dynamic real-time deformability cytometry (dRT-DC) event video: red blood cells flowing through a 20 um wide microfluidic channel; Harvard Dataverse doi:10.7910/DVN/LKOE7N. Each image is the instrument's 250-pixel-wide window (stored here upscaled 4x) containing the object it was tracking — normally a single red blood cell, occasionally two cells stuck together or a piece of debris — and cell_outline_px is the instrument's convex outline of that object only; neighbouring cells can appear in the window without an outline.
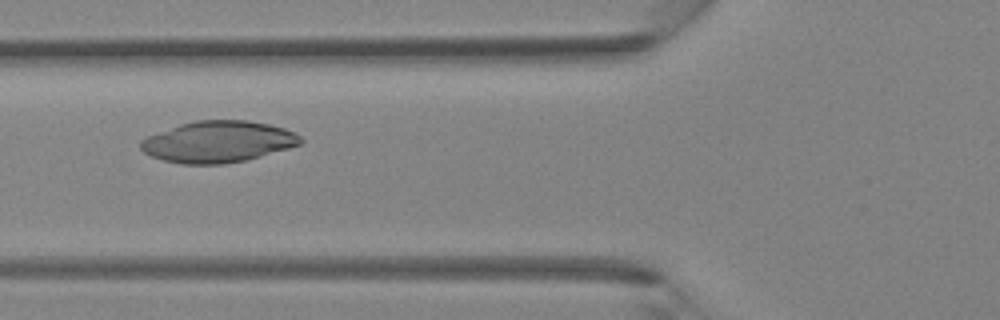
{"species": "Egyptian fruit bat (a non-hibernating species)", "species_latin": "Rousettus aegyptiacus", "temperature_condition": "room temperature", "stored_images_in_passage": 32, "camera_frame_rate_fps": 3000, "um_per_image_px": 0.085, "animal": {"sex": "female"}, "frame": {"image": 1, "passage_image": 8, "time_ms": 2.333, "image_size_px": [1000, 320], "cell_outline_px": [[304, 140], [300, 144], [288, 148], [244, 160], [224, 164], [180, 164], [164, 160], [152, 156], [144, 152], [140, 148], [140, 140], [148, 136], [180, 124], [196, 120], [248, 120], [268, 124], [284, 128], [300, 136]], "centroid_in_image_um": [18.52, 12.04], "position_along_channel_um": 107.3, "area_um2": 38.26}}
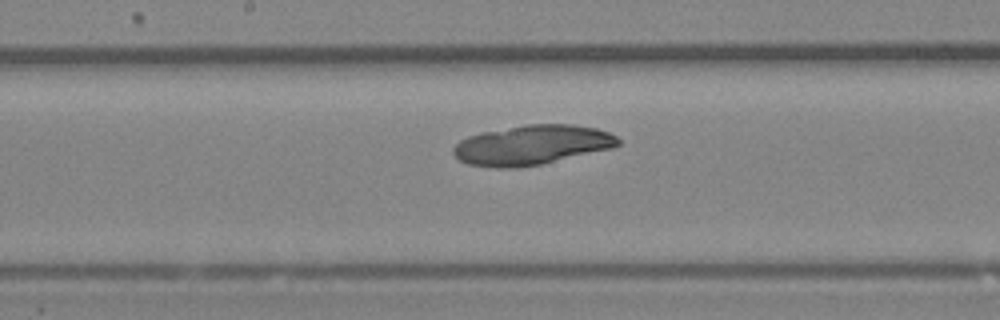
{"frame": {"image": 2, "passage_image": 14, "time_ms": 4.333, "image_size_px": [1000, 320], "cell_outline_px": [[620, 144], [612, 148], [540, 164], [520, 168], [496, 168], [468, 164], [460, 160], [452, 152], [452, 148], [460, 140], [468, 136], [480, 132], [528, 124], [572, 124], [596, 128], [608, 132], [616, 136], [620, 140]], "centroid_in_image_um": [45.19, 12.32], "position_along_channel_um": 203.0, "area_um2": 38.09}}
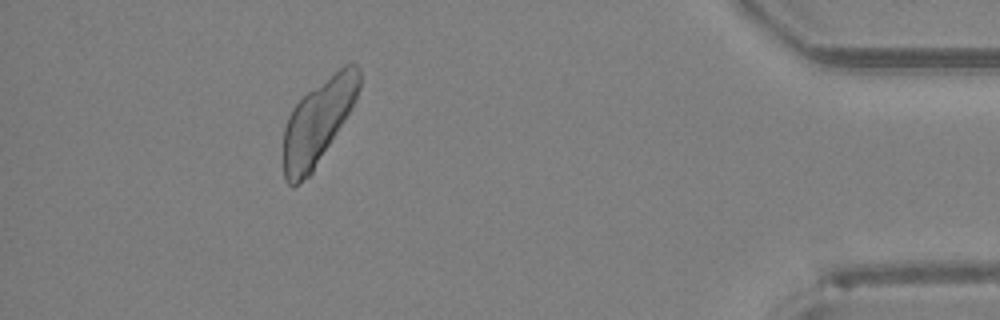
{"frame": {"image": 3, "passage_image": 30, "time_ms": 9.667, "image_size_px": [1000, 320], "cell_outline_px": [[360, 88], [356, 100], [344, 120], [312, 172], [308, 176], [292, 188], [284, 180], [284, 128], [288, 116], [292, 108], [308, 92], [344, 64], [352, 60], [356, 64], [360, 72]], "centroid_in_image_um": [27.03, 10.33], "position_along_channel_um": 408.2, "area_um2": 36.76}}